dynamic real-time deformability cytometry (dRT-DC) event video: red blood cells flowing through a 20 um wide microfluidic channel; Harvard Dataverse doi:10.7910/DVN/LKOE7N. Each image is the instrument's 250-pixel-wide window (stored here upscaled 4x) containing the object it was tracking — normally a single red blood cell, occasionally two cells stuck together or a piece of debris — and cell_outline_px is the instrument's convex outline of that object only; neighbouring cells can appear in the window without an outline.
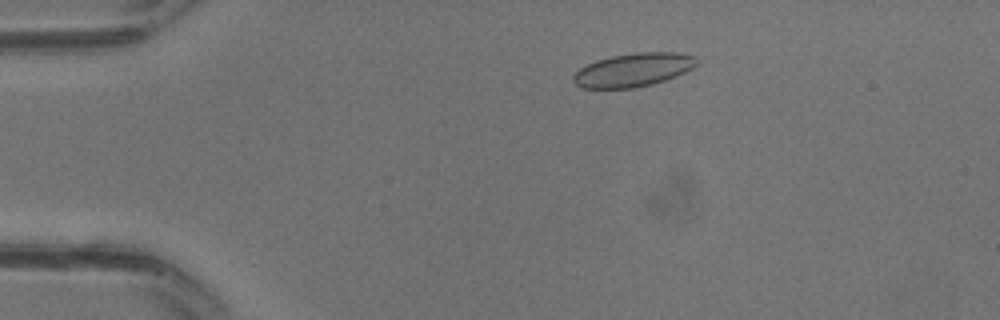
{"species": "common noctule bat (a hibernating species)", "species_latin": "Nyctalus noctula", "temperature_condition": "warm", "stored_images_in_passage": 31, "camera_frame_rate_fps": 3000, "um_per_image_px": 0.085, "animal": {"sex": "male", "body_mass_g": 13.3}, "frame": {"image": 1, "passage_image": 6, "time_ms": 1.667, "image_size_px": [1000, 320], "cell_outline_px": [[700, 60], [692, 68], [676, 76], [652, 84], [632, 88], [580, 88], [572, 80], [572, 76], [580, 68], [596, 60], [612, 56], [636, 52], [680, 52], [696, 56]], "centroid_in_image_um": [53.84, 5.93], "position_along_channel_um": 31.2, "area_um2": 24.16}}
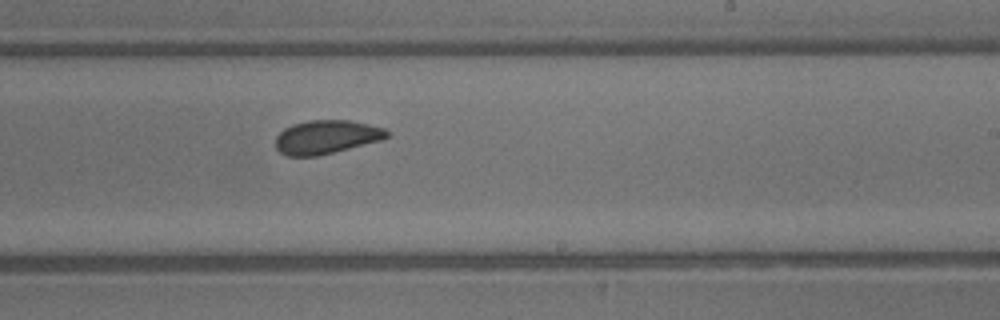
{"frame": {"image": 2, "passage_image": 19, "time_ms": 6.0, "image_size_px": [1000, 320], "cell_outline_px": [[388, 136], [384, 140], [316, 156], [288, 156], [280, 152], [276, 148], [276, 136], [284, 128], [292, 124], [308, 120], [348, 120], [368, 124], [384, 128], [388, 132]], "centroid_in_image_um": [27.74, 11.64], "position_along_channel_um": 261.3, "area_um2": 21.85}}
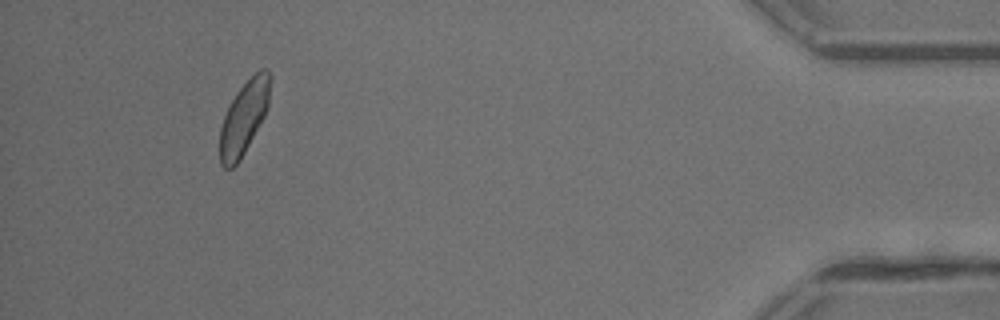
{"frame": {"image": 3, "passage_image": 29, "time_ms": 9.333, "image_size_px": [1000, 320], "cell_outline_px": [[272, 76], [268, 108], [264, 116], [240, 160], [232, 168], [224, 168], [220, 164], [220, 128], [224, 116], [236, 92], [260, 68], [268, 68]], "centroid_in_image_um": [20.76, 9.97], "position_along_channel_um": 414.4, "area_um2": 21.39}}